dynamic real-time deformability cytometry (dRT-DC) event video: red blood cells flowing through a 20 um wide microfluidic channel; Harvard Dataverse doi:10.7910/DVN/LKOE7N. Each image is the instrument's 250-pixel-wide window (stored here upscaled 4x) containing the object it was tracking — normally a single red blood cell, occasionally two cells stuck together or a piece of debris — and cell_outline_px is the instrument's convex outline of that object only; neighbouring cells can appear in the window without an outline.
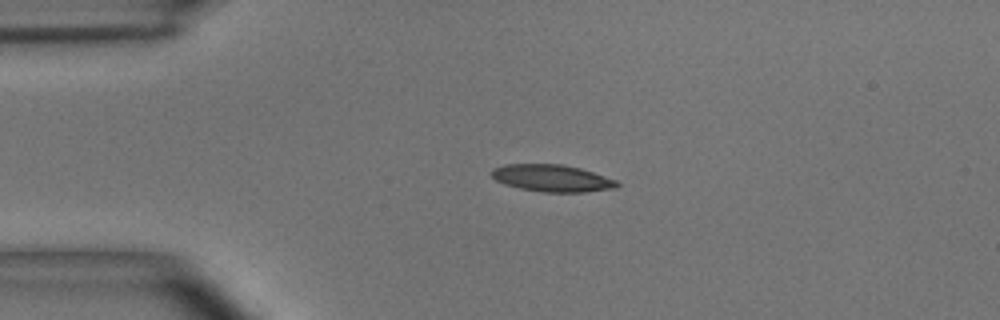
{"species": "common noctule bat (a hibernating species)", "species_latin": "Nyctalus noctula", "temperature_condition": "room temperature", "stored_images_in_passage": 4, "camera_frame_rate_fps": 3000, "um_per_image_px": 0.085, "animal": {"sex": "male", "body_mass_g": 15.6}, "frame": {"image": 1, "passage_image": 3, "time_ms": 0.667, "image_size_px": [1000, 320], "cell_outline_px": [[620, 184], [616, 188], [588, 192], [544, 192], [520, 188], [504, 184], [496, 180], [492, 176], [492, 168], [504, 164], [560, 164], [580, 168], [616, 180]], "centroid_in_image_um": [46.92, 15.14], "position_along_channel_um": 38.1, "area_um2": 19.71}}